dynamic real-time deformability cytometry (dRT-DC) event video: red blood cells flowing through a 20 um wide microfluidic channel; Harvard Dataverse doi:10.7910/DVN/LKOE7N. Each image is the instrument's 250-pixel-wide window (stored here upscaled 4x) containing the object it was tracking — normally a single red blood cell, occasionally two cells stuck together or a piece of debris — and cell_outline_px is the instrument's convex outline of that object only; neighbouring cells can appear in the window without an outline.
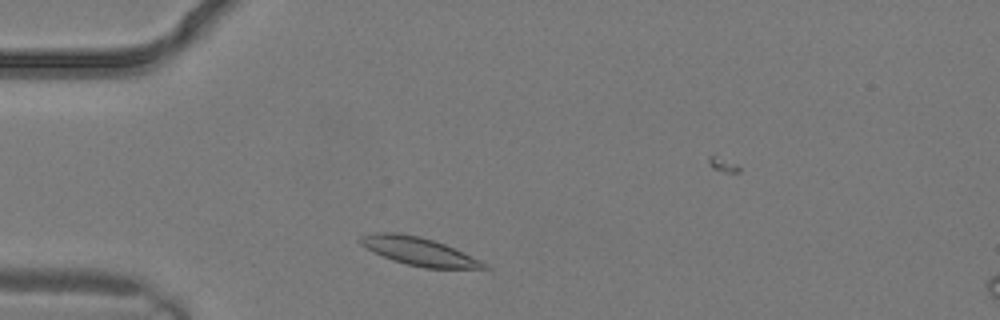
{"species": "common noctule bat (a hibernating species)", "species_latin": "Nyctalus noctula", "temperature_condition": "warm", "stored_images_in_passage": 3, "camera_frame_rate_fps": 3000, "um_per_image_px": 0.085, "animal": {"sex": "male", "body_mass_g": 19.2, "forearm_length_mm": 51.8}, "frame": {"image": 1, "passage_image": 1, "time_ms": 0.0, "image_size_px": [1000, 320], "cell_outline_px": [[488, 268], [424, 268], [392, 260], [360, 244], [356, 240], [360, 236], [372, 232], [400, 232], [420, 236], [444, 244], [480, 260], [488, 264]], "centroid_in_image_um": [35.55, 21.34], "position_along_channel_um": 49.4, "area_um2": 20.0}}